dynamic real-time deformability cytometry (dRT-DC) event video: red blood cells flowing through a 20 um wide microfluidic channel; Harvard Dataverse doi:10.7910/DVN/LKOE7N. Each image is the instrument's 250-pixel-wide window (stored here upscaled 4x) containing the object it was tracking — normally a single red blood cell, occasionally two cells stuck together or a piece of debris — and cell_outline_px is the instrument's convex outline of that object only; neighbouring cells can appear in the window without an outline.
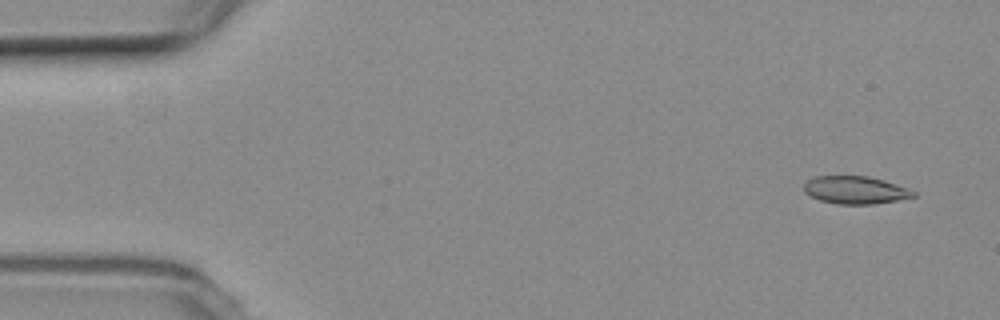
{"species": "common noctule bat (a hibernating species)", "species_latin": "Nyctalus noctula", "temperature_condition": "room temperature", "stored_images_in_passage": 5, "segment_of_instrument_passage": [2, 2], "camera_frame_rate_fps": 3000, "um_per_image_px": 0.085, "animal": {"sex": "female", "body_mass_g": 19.3, "forearm_length_mm": 54.1}, "frame": {"image": 1, "passage_image": 5, "time_ms": 5.333, "image_size_px": [1000, 320], "cell_outline_px": [[916, 196], [896, 200], [872, 204], [836, 204], [820, 200], [804, 192], [804, 184], [808, 180], [816, 176], [868, 176], [884, 180], [916, 192]], "centroid_in_image_um": [72.68, 16.15], "position_along_channel_um": 12.3, "area_um2": 17.46}}